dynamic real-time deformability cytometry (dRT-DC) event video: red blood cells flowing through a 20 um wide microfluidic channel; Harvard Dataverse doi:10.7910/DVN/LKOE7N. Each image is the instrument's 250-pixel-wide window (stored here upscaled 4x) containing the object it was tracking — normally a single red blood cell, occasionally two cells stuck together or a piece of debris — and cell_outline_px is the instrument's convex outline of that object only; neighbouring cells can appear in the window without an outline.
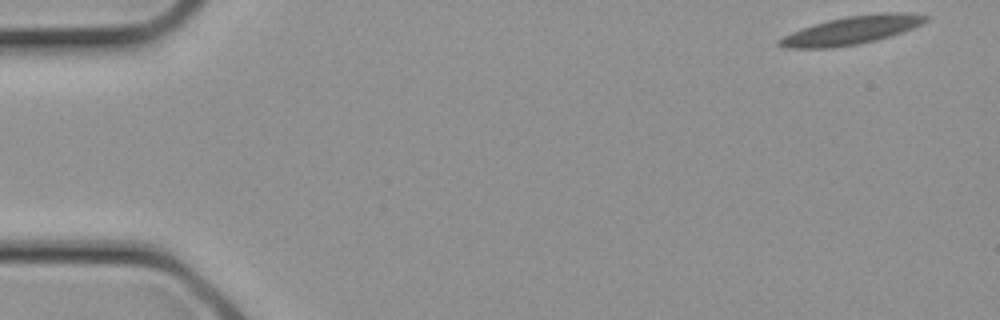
{"species": "common noctule bat (a hibernating species)", "species_latin": "Nyctalus noctula", "temperature_condition": "cold", "stored_images_in_passage": 8, "camera_frame_rate_fps": 3000, "um_per_image_px": 0.085, "animal": {"sex": "female", "body_mass_g": 21.9}, "frame": {"image": 1, "passage_image": 1, "time_ms": 0.0, "image_size_px": [1000, 320], "cell_outline_px": [[928, 20], [912, 28], [876, 40], [856, 44], [828, 48], [784, 48], [776, 44], [776, 40], [792, 32], [828, 20], [844, 16], [884, 12], [904, 12], [928, 16]], "centroid_in_image_um": [72.36, 2.56], "position_along_channel_um": 12.6, "area_um2": 23.7}}
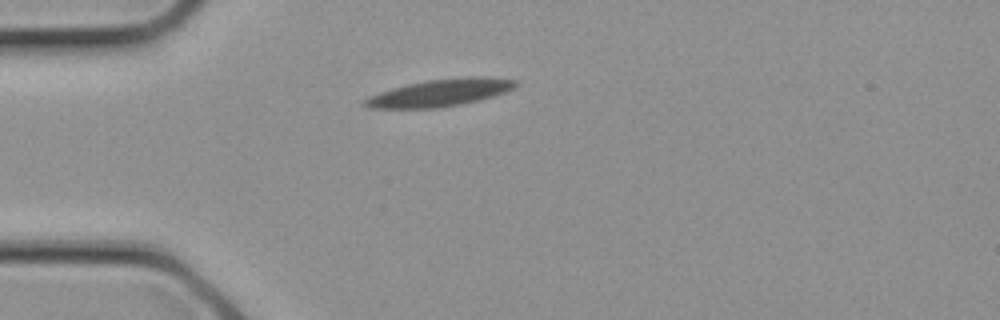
{"frame": {"image": 2, "passage_image": 7, "time_ms": 2.0, "image_size_px": [1000, 320], "cell_outline_px": [[520, 84], [504, 92], [480, 100], [460, 104], [436, 108], [368, 108], [360, 104], [360, 100], [368, 96], [392, 88], [408, 84], [428, 80], [468, 76], [484, 76], [520, 80]], "centroid_in_image_um": [37.39, 7.88], "position_along_channel_um": 47.6, "area_um2": 24.1}}